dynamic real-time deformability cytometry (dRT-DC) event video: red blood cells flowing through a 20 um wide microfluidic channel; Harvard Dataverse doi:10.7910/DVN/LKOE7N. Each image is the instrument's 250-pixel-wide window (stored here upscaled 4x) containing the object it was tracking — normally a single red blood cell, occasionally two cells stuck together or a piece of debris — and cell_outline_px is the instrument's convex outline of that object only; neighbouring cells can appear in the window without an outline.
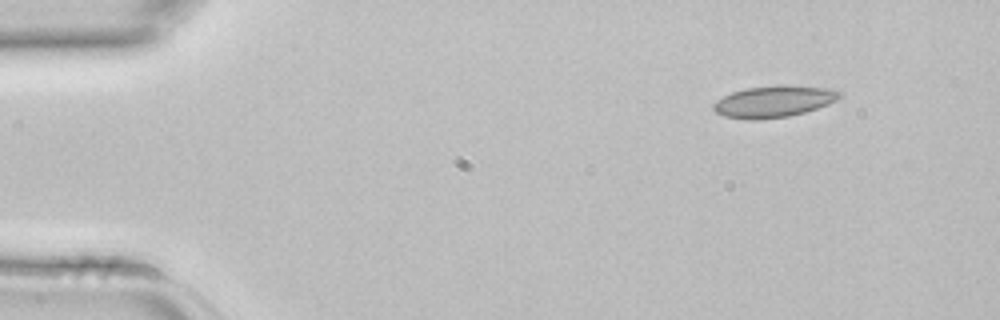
{"species": "common noctule bat (a hibernating species)", "species_latin": "Nyctalus noctula", "temperature_condition": "room temperature", "stored_images_in_passage": 3, "camera_frame_rate_fps": 3000, "um_per_image_px": 0.085, "animal": {"sex": "female", "body_mass_g": 22.7, "forearm_length_mm": 54.2}, "frame": {"image": 1, "passage_image": 1, "time_ms": 0.0, "image_size_px": [1000, 320], "cell_outline_px": [[840, 96], [836, 100], [828, 104], [804, 112], [788, 116], [756, 120], [748, 120], [724, 116], [716, 112], [712, 108], [712, 104], [716, 100], [732, 92], [744, 88], [788, 84], [836, 88], [840, 92]], "centroid_in_image_um": [65.78, 8.61], "position_along_channel_um": 19.2, "area_um2": 23.47}}
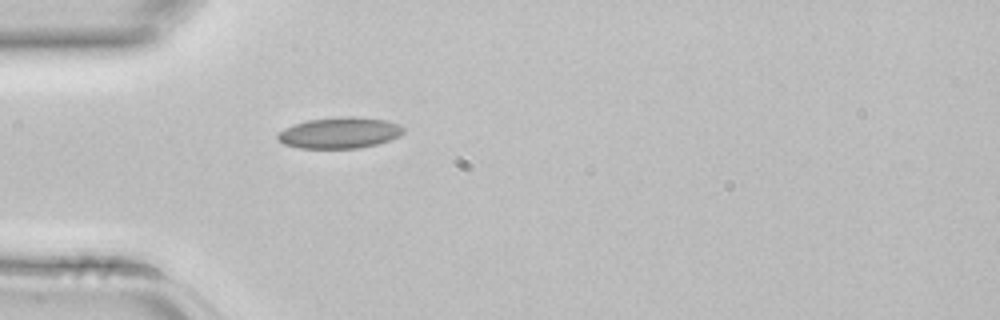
{"frame": {"image": 2, "passage_image": 3, "time_ms": 0.667, "image_size_px": [1000, 320], "cell_outline_px": [[404, 132], [400, 136], [376, 144], [360, 148], [300, 148], [284, 144], [276, 136], [284, 128], [292, 124], [308, 120], [340, 116], [356, 116], [388, 120], [400, 124], [404, 128]], "centroid_in_image_um": [28.9, 11.27], "position_along_channel_um": 56.1, "area_um2": 22.95}}